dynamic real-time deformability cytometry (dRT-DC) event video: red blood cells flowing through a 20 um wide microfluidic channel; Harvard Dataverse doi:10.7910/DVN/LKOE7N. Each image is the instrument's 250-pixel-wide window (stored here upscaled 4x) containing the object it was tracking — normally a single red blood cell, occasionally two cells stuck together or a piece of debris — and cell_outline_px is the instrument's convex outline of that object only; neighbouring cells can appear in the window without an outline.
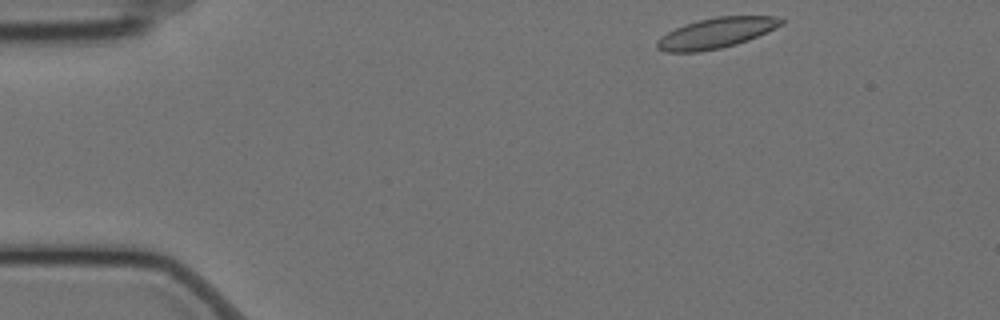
{"species": "Egyptian fruit bat (a non-hibernating species)", "species_latin": "Rousettus aegyptiacus", "temperature_condition": "cold", "stored_images_in_passage": 51, "camera_frame_rate_fps": 3000, "um_per_image_px": 0.085, "animal": {"sex": "female"}, "frame": {"image": 1, "passage_image": 1, "time_ms": 0.0, "image_size_px": [1000, 320], "cell_outline_px": [[784, 24], [748, 40], [736, 44], [720, 48], [700, 52], [664, 52], [656, 48], [656, 40], [660, 36], [684, 24], [716, 16], [772, 16], [784, 20]], "centroid_in_image_um": [60.83, 2.81], "position_along_channel_um": 24.2, "area_um2": 21.96}}
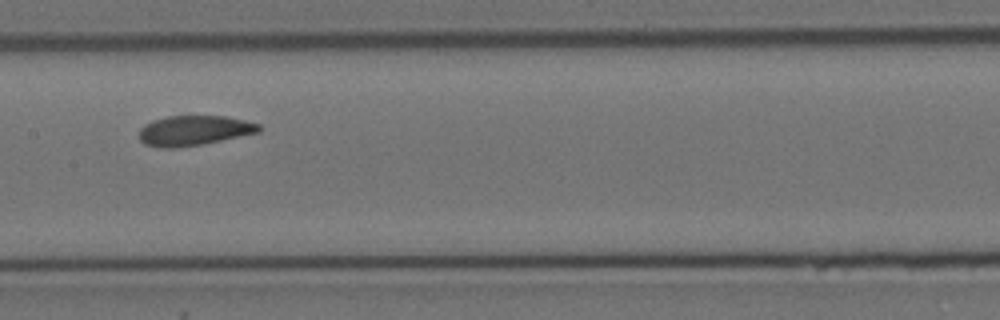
{"frame": {"image": 2, "passage_image": 22, "time_ms": 7.0, "image_size_px": [1000, 320], "cell_outline_px": [[260, 132], [200, 144], [172, 148], [160, 148], [144, 144], [140, 140], [140, 128], [144, 124], [152, 120], [168, 116], [224, 116], [244, 120], [260, 124]], "centroid_in_image_um": [16.45, 11.09], "position_along_channel_um": 190.9, "area_um2": 20.75}}
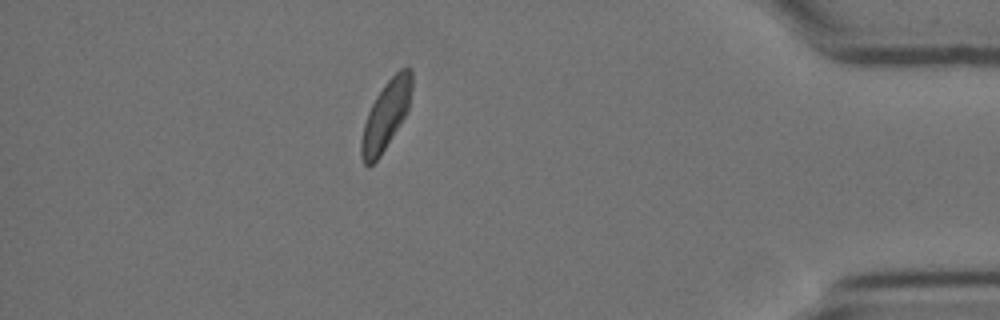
{"frame": {"image": 3, "passage_image": 44, "time_ms": 14.333, "image_size_px": [1000, 320], "cell_outline_px": [[412, 88], [408, 112], [380, 156], [368, 168], [364, 164], [360, 156], [360, 140], [364, 124], [368, 112], [376, 96], [384, 84], [400, 68], [408, 64], [412, 72]], "centroid_in_image_um": [32.81, 9.78], "position_along_channel_um": 402.4, "area_um2": 20.46}, "authors_computed_cell_mechanics": {"area_um2": 21.2126, "velocity_mm_per_s": 3.4579, "shape_relaxation_time_tau1_ms": 7.1225, "shape_relaxation_time_tau2_ms": 2.1559, "deformation_change_tau1": 0.1466, "deformation_change_tau2": 0.0839}}